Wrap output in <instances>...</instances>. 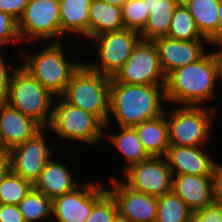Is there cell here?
<instances>
[{
    "label": "cell",
    "instance_id": "1",
    "mask_svg": "<svg viewBox=\"0 0 222 222\" xmlns=\"http://www.w3.org/2000/svg\"><path fill=\"white\" fill-rule=\"evenodd\" d=\"M163 101H167L165 85L125 84L112 78L109 117L105 130L110 124L111 117H114L119 127H134L159 117L165 113Z\"/></svg>",
    "mask_w": 222,
    "mask_h": 222
},
{
    "label": "cell",
    "instance_id": "2",
    "mask_svg": "<svg viewBox=\"0 0 222 222\" xmlns=\"http://www.w3.org/2000/svg\"><path fill=\"white\" fill-rule=\"evenodd\" d=\"M218 78L221 79V72L217 54L206 53L166 77V100L182 106H206L205 102L214 98Z\"/></svg>",
    "mask_w": 222,
    "mask_h": 222
},
{
    "label": "cell",
    "instance_id": "3",
    "mask_svg": "<svg viewBox=\"0 0 222 222\" xmlns=\"http://www.w3.org/2000/svg\"><path fill=\"white\" fill-rule=\"evenodd\" d=\"M111 79L112 77L94 71L86 63H82L72 74L61 97L71 105L97 116L106 125Z\"/></svg>",
    "mask_w": 222,
    "mask_h": 222
},
{
    "label": "cell",
    "instance_id": "4",
    "mask_svg": "<svg viewBox=\"0 0 222 222\" xmlns=\"http://www.w3.org/2000/svg\"><path fill=\"white\" fill-rule=\"evenodd\" d=\"M49 44L32 56L23 52L21 55L25 57V61L23 60L20 66L57 99L64 94L72 74L82 63L68 61L62 42Z\"/></svg>",
    "mask_w": 222,
    "mask_h": 222
},
{
    "label": "cell",
    "instance_id": "5",
    "mask_svg": "<svg viewBox=\"0 0 222 222\" xmlns=\"http://www.w3.org/2000/svg\"><path fill=\"white\" fill-rule=\"evenodd\" d=\"M56 98L21 66L12 74L8 104L33 118L43 128L48 127Z\"/></svg>",
    "mask_w": 222,
    "mask_h": 222
},
{
    "label": "cell",
    "instance_id": "6",
    "mask_svg": "<svg viewBox=\"0 0 222 222\" xmlns=\"http://www.w3.org/2000/svg\"><path fill=\"white\" fill-rule=\"evenodd\" d=\"M215 108L208 106H179L165 111L170 145L203 146L210 141Z\"/></svg>",
    "mask_w": 222,
    "mask_h": 222
},
{
    "label": "cell",
    "instance_id": "7",
    "mask_svg": "<svg viewBox=\"0 0 222 222\" xmlns=\"http://www.w3.org/2000/svg\"><path fill=\"white\" fill-rule=\"evenodd\" d=\"M59 98V102L53 104L52 118L47 128L60 138L89 145H95L105 138V124L97 116Z\"/></svg>",
    "mask_w": 222,
    "mask_h": 222
},
{
    "label": "cell",
    "instance_id": "8",
    "mask_svg": "<svg viewBox=\"0 0 222 222\" xmlns=\"http://www.w3.org/2000/svg\"><path fill=\"white\" fill-rule=\"evenodd\" d=\"M116 82L136 85H166L154 41L141 39L126 63L112 77Z\"/></svg>",
    "mask_w": 222,
    "mask_h": 222
},
{
    "label": "cell",
    "instance_id": "9",
    "mask_svg": "<svg viewBox=\"0 0 222 222\" xmlns=\"http://www.w3.org/2000/svg\"><path fill=\"white\" fill-rule=\"evenodd\" d=\"M59 11V0H29L24 13L18 20L21 42L34 39H48V41L55 39L53 42H60Z\"/></svg>",
    "mask_w": 222,
    "mask_h": 222
},
{
    "label": "cell",
    "instance_id": "10",
    "mask_svg": "<svg viewBox=\"0 0 222 222\" xmlns=\"http://www.w3.org/2000/svg\"><path fill=\"white\" fill-rule=\"evenodd\" d=\"M92 39L96 44L98 42L99 62L86 64L94 71L113 77L129 59L142 38L138 31L122 29L105 32Z\"/></svg>",
    "mask_w": 222,
    "mask_h": 222
},
{
    "label": "cell",
    "instance_id": "11",
    "mask_svg": "<svg viewBox=\"0 0 222 222\" xmlns=\"http://www.w3.org/2000/svg\"><path fill=\"white\" fill-rule=\"evenodd\" d=\"M123 174L126 181L122 182L134 191L155 197L172 191L173 175L164 156L150 157L134 164L123 171Z\"/></svg>",
    "mask_w": 222,
    "mask_h": 222
},
{
    "label": "cell",
    "instance_id": "12",
    "mask_svg": "<svg viewBox=\"0 0 222 222\" xmlns=\"http://www.w3.org/2000/svg\"><path fill=\"white\" fill-rule=\"evenodd\" d=\"M97 184L81 183L75 190L52 200V219L57 222H85L95 203L108 191Z\"/></svg>",
    "mask_w": 222,
    "mask_h": 222
},
{
    "label": "cell",
    "instance_id": "13",
    "mask_svg": "<svg viewBox=\"0 0 222 222\" xmlns=\"http://www.w3.org/2000/svg\"><path fill=\"white\" fill-rule=\"evenodd\" d=\"M44 130L45 128L33 138L14 146L8 151L11 170L33 184L39 178L49 160L52 159L49 157L51 151H49V146L45 141Z\"/></svg>",
    "mask_w": 222,
    "mask_h": 222
},
{
    "label": "cell",
    "instance_id": "14",
    "mask_svg": "<svg viewBox=\"0 0 222 222\" xmlns=\"http://www.w3.org/2000/svg\"><path fill=\"white\" fill-rule=\"evenodd\" d=\"M111 190L116 200L118 213L129 222H155L157 197L140 193L127 187L122 181L111 178Z\"/></svg>",
    "mask_w": 222,
    "mask_h": 222
},
{
    "label": "cell",
    "instance_id": "15",
    "mask_svg": "<svg viewBox=\"0 0 222 222\" xmlns=\"http://www.w3.org/2000/svg\"><path fill=\"white\" fill-rule=\"evenodd\" d=\"M208 40H178L161 37L154 40L158 49L161 68L166 77L174 70L194 63L202 58L205 52V43Z\"/></svg>",
    "mask_w": 222,
    "mask_h": 222
},
{
    "label": "cell",
    "instance_id": "16",
    "mask_svg": "<svg viewBox=\"0 0 222 222\" xmlns=\"http://www.w3.org/2000/svg\"><path fill=\"white\" fill-rule=\"evenodd\" d=\"M172 175L213 176L214 162L202 146L170 145L166 155Z\"/></svg>",
    "mask_w": 222,
    "mask_h": 222
},
{
    "label": "cell",
    "instance_id": "17",
    "mask_svg": "<svg viewBox=\"0 0 222 222\" xmlns=\"http://www.w3.org/2000/svg\"><path fill=\"white\" fill-rule=\"evenodd\" d=\"M43 127L9 104L0 105V138L9 151L39 133Z\"/></svg>",
    "mask_w": 222,
    "mask_h": 222
},
{
    "label": "cell",
    "instance_id": "18",
    "mask_svg": "<svg viewBox=\"0 0 222 222\" xmlns=\"http://www.w3.org/2000/svg\"><path fill=\"white\" fill-rule=\"evenodd\" d=\"M172 190L196 212L215 202L213 176H173Z\"/></svg>",
    "mask_w": 222,
    "mask_h": 222
},
{
    "label": "cell",
    "instance_id": "19",
    "mask_svg": "<svg viewBox=\"0 0 222 222\" xmlns=\"http://www.w3.org/2000/svg\"><path fill=\"white\" fill-rule=\"evenodd\" d=\"M68 169L66 165L50 159L39 178L34 182V189L52 200L75 190L81 184H77V180H73Z\"/></svg>",
    "mask_w": 222,
    "mask_h": 222
},
{
    "label": "cell",
    "instance_id": "20",
    "mask_svg": "<svg viewBox=\"0 0 222 222\" xmlns=\"http://www.w3.org/2000/svg\"><path fill=\"white\" fill-rule=\"evenodd\" d=\"M139 140L150 157H163L170 146L166 114L134 126Z\"/></svg>",
    "mask_w": 222,
    "mask_h": 222
},
{
    "label": "cell",
    "instance_id": "21",
    "mask_svg": "<svg viewBox=\"0 0 222 222\" xmlns=\"http://www.w3.org/2000/svg\"><path fill=\"white\" fill-rule=\"evenodd\" d=\"M92 0H59L61 38L67 33L89 39V10Z\"/></svg>",
    "mask_w": 222,
    "mask_h": 222
},
{
    "label": "cell",
    "instance_id": "22",
    "mask_svg": "<svg viewBox=\"0 0 222 222\" xmlns=\"http://www.w3.org/2000/svg\"><path fill=\"white\" fill-rule=\"evenodd\" d=\"M150 11L144 28L139 32L143 40L154 41L166 37L170 28L172 16L177 7L174 0H144Z\"/></svg>",
    "mask_w": 222,
    "mask_h": 222
},
{
    "label": "cell",
    "instance_id": "23",
    "mask_svg": "<svg viewBox=\"0 0 222 222\" xmlns=\"http://www.w3.org/2000/svg\"><path fill=\"white\" fill-rule=\"evenodd\" d=\"M124 29L122 8L103 0H92L89 10V39Z\"/></svg>",
    "mask_w": 222,
    "mask_h": 222
},
{
    "label": "cell",
    "instance_id": "24",
    "mask_svg": "<svg viewBox=\"0 0 222 222\" xmlns=\"http://www.w3.org/2000/svg\"><path fill=\"white\" fill-rule=\"evenodd\" d=\"M218 5V0H191L186 6L194 18L198 31L214 47L217 44Z\"/></svg>",
    "mask_w": 222,
    "mask_h": 222
},
{
    "label": "cell",
    "instance_id": "25",
    "mask_svg": "<svg viewBox=\"0 0 222 222\" xmlns=\"http://www.w3.org/2000/svg\"><path fill=\"white\" fill-rule=\"evenodd\" d=\"M105 137L112 141V144L123 154L124 159L128 162L124 171L134 164L148 160L150 156L144 149L142 142L134 127L120 126L119 134H107L105 130Z\"/></svg>",
    "mask_w": 222,
    "mask_h": 222
},
{
    "label": "cell",
    "instance_id": "26",
    "mask_svg": "<svg viewBox=\"0 0 222 222\" xmlns=\"http://www.w3.org/2000/svg\"><path fill=\"white\" fill-rule=\"evenodd\" d=\"M193 211L172 190L157 197V217L155 222H189Z\"/></svg>",
    "mask_w": 222,
    "mask_h": 222
},
{
    "label": "cell",
    "instance_id": "27",
    "mask_svg": "<svg viewBox=\"0 0 222 222\" xmlns=\"http://www.w3.org/2000/svg\"><path fill=\"white\" fill-rule=\"evenodd\" d=\"M167 37L184 41L208 40L198 31L193 16L185 6L175 8Z\"/></svg>",
    "mask_w": 222,
    "mask_h": 222
},
{
    "label": "cell",
    "instance_id": "28",
    "mask_svg": "<svg viewBox=\"0 0 222 222\" xmlns=\"http://www.w3.org/2000/svg\"><path fill=\"white\" fill-rule=\"evenodd\" d=\"M18 207L25 222H40V220L43 221L47 218L52 219V199L34 188L18 204Z\"/></svg>",
    "mask_w": 222,
    "mask_h": 222
},
{
    "label": "cell",
    "instance_id": "29",
    "mask_svg": "<svg viewBox=\"0 0 222 222\" xmlns=\"http://www.w3.org/2000/svg\"><path fill=\"white\" fill-rule=\"evenodd\" d=\"M33 188L32 182L10 169L0 181V204L18 205Z\"/></svg>",
    "mask_w": 222,
    "mask_h": 222
},
{
    "label": "cell",
    "instance_id": "30",
    "mask_svg": "<svg viewBox=\"0 0 222 222\" xmlns=\"http://www.w3.org/2000/svg\"><path fill=\"white\" fill-rule=\"evenodd\" d=\"M150 11L144 0H128L122 6V19L124 29H132L140 32L148 19Z\"/></svg>",
    "mask_w": 222,
    "mask_h": 222
},
{
    "label": "cell",
    "instance_id": "31",
    "mask_svg": "<svg viewBox=\"0 0 222 222\" xmlns=\"http://www.w3.org/2000/svg\"><path fill=\"white\" fill-rule=\"evenodd\" d=\"M118 214L116 200L107 191L94 205L85 222H112Z\"/></svg>",
    "mask_w": 222,
    "mask_h": 222
},
{
    "label": "cell",
    "instance_id": "32",
    "mask_svg": "<svg viewBox=\"0 0 222 222\" xmlns=\"http://www.w3.org/2000/svg\"><path fill=\"white\" fill-rule=\"evenodd\" d=\"M20 40L18 21L11 15L0 11V48Z\"/></svg>",
    "mask_w": 222,
    "mask_h": 222
},
{
    "label": "cell",
    "instance_id": "33",
    "mask_svg": "<svg viewBox=\"0 0 222 222\" xmlns=\"http://www.w3.org/2000/svg\"><path fill=\"white\" fill-rule=\"evenodd\" d=\"M194 222H222V203L214 202L205 208L193 212Z\"/></svg>",
    "mask_w": 222,
    "mask_h": 222
},
{
    "label": "cell",
    "instance_id": "34",
    "mask_svg": "<svg viewBox=\"0 0 222 222\" xmlns=\"http://www.w3.org/2000/svg\"><path fill=\"white\" fill-rule=\"evenodd\" d=\"M8 69L0 52V105L8 104L10 81L16 67L11 69V73Z\"/></svg>",
    "mask_w": 222,
    "mask_h": 222
},
{
    "label": "cell",
    "instance_id": "35",
    "mask_svg": "<svg viewBox=\"0 0 222 222\" xmlns=\"http://www.w3.org/2000/svg\"><path fill=\"white\" fill-rule=\"evenodd\" d=\"M29 0H0V11L14 17L17 21L24 13Z\"/></svg>",
    "mask_w": 222,
    "mask_h": 222
},
{
    "label": "cell",
    "instance_id": "36",
    "mask_svg": "<svg viewBox=\"0 0 222 222\" xmlns=\"http://www.w3.org/2000/svg\"><path fill=\"white\" fill-rule=\"evenodd\" d=\"M0 222H25L18 205L0 204Z\"/></svg>",
    "mask_w": 222,
    "mask_h": 222
},
{
    "label": "cell",
    "instance_id": "37",
    "mask_svg": "<svg viewBox=\"0 0 222 222\" xmlns=\"http://www.w3.org/2000/svg\"><path fill=\"white\" fill-rule=\"evenodd\" d=\"M215 201L222 203V165L216 163L213 168Z\"/></svg>",
    "mask_w": 222,
    "mask_h": 222
},
{
    "label": "cell",
    "instance_id": "38",
    "mask_svg": "<svg viewBox=\"0 0 222 222\" xmlns=\"http://www.w3.org/2000/svg\"><path fill=\"white\" fill-rule=\"evenodd\" d=\"M9 154H0V181L10 170Z\"/></svg>",
    "mask_w": 222,
    "mask_h": 222
},
{
    "label": "cell",
    "instance_id": "39",
    "mask_svg": "<svg viewBox=\"0 0 222 222\" xmlns=\"http://www.w3.org/2000/svg\"><path fill=\"white\" fill-rule=\"evenodd\" d=\"M219 17L217 25V43L222 40V0H218Z\"/></svg>",
    "mask_w": 222,
    "mask_h": 222
},
{
    "label": "cell",
    "instance_id": "40",
    "mask_svg": "<svg viewBox=\"0 0 222 222\" xmlns=\"http://www.w3.org/2000/svg\"><path fill=\"white\" fill-rule=\"evenodd\" d=\"M218 46V49L216 52L218 60H219V64H220V72H221V81H222V40L219 41L217 44H215Z\"/></svg>",
    "mask_w": 222,
    "mask_h": 222
},
{
    "label": "cell",
    "instance_id": "41",
    "mask_svg": "<svg viewBox=\"0 0 222 222\" xmlns=\"http://www.w3.org/2000/svg\"><path fill=\"white\" fill-rule=\"evenodd\" d=\"M109 4H113L115 6H118L122 8V6L128 1V0H103Z\"/></svg>",
    "mask_w": 222,
    "mask_h": 222
},
{
    "label": "cell",
    "instance_id": "42",
    "mask_svg": "<svg viewBox=\"0 0 222 222\" xmlns=\"http://www.w3.org/2000/svg\"><path fill=\"white\" fill-rule=\"evenodd\" d=\"M177 6H187L191 0H174Z\"/></svg>",
    "mask_w": 222,
    "mask_h": 222
},
{
    "label": "cell",
    "instance_id": "43",
    "mask_svg": "<svg viewBox=\"0 0 222 222\" xmlns=\"http://www.w3.org/2000/svg\"><path fill=\"white\" fill-rule=\"evenodd\" d=\"M112 222H129L126 218L122 217L119 213L115 216Z\"/></svg>",
    "mask_w": 222,
    "mask_h": 222
},
{
    "label": "cell",
    "instance_id": "44",
    "mask_svg": "<svg viewBox=\"0 0 222 222\" xmlns=\"http://www.w3.org/2000/svg\"><path fill=\"white\" fill-rule=\"evenodd\" d=\"M0 154H9L8 150L6 149L4 144L2 143L1 138H0Z\"/></svg>",
    "mask_w": 222,
    "mask_h": 222
}]
</instances>
